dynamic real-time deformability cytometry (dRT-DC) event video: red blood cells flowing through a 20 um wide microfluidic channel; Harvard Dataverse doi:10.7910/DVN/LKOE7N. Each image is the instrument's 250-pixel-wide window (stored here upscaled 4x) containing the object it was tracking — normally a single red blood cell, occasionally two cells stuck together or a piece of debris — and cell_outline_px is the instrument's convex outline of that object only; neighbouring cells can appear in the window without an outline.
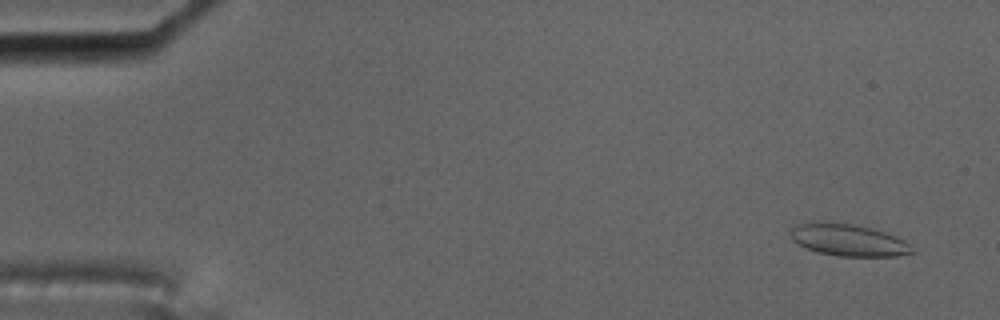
{"species": "common noctule bat (a hibernating species)", "species_latin": "Nyctalus noctula", "temperature_condition": "cold", "stored_images_in_passage": 58, "camera_frame_rate_fps": 3000, "um_per_image_px": 0.085, "animal": {"sex": "male", "body_mass_g": 17.5, "forearm_length_mm": 52.3}, "frame": {"image": 1, "passage_image": 4, "time_ms": 1.0, "image_size_px": [1000, 320], "cell_outline_px": [[912, 252], [896, 256], [840, 256], [820, 252], [808, 248], [792, 240], [788, 232], [788, 228], [796, 224], [812, 220], [852, 224], [872, 228], [896, 236], [904, 240], [912, 248]], "centroid_in_image_um": [72.02, 20.37], "position_along_channel_um": 13.0, "area_um2": 22.72}}
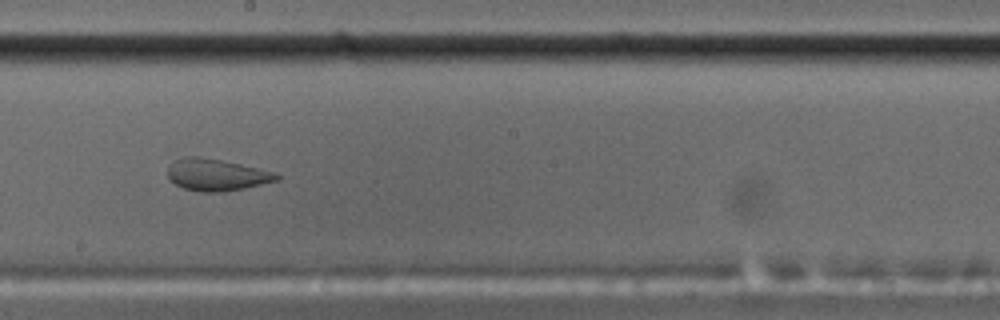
{"frame": {"image": 2, "passage_image": 33, "time_ms": 10.667, "image_size_px": [1000, 320], "cell_outline_px": [[280, 180], [244, 188], [224, 192], [200, 192], [184, 188], [168, 180], [168, 164], [184, 156], [200, 156], [240, 164], [276, 172], [280, 176]], "centroid_in_image_um": [18.39, 14.86], "position_along_channel_um": 229.8, "area_um2": 20.35}}
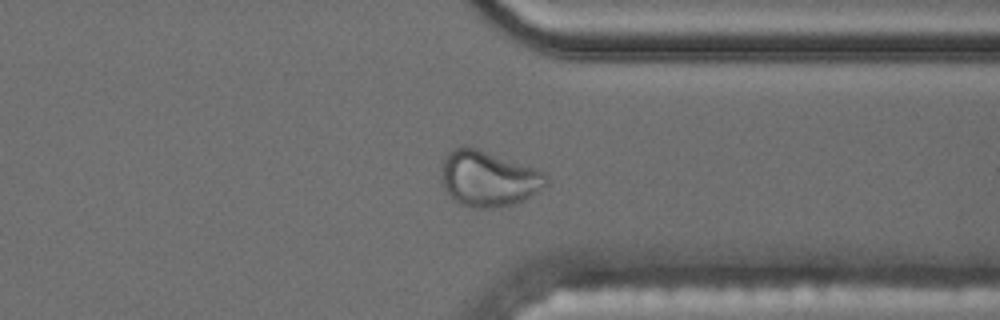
{"frame": {"image": 3, "passage_image": 45, "time_ms": 14.667, "image_size_px": [1000, 320], "cell_outline_px": [[548, 184], [524, 200], [516, 204], [496, 208], [472, 208], [460, 204], [448, 196], [440, 180], [440, 168], [444, 156], [452, 148], [464, 144], [536, 168], [544, 172], [548, 176]], "centroid_in_image_um": [41.46, 15.18], "position_along_channel_um": 369.9, "area_um2": 34.74}}